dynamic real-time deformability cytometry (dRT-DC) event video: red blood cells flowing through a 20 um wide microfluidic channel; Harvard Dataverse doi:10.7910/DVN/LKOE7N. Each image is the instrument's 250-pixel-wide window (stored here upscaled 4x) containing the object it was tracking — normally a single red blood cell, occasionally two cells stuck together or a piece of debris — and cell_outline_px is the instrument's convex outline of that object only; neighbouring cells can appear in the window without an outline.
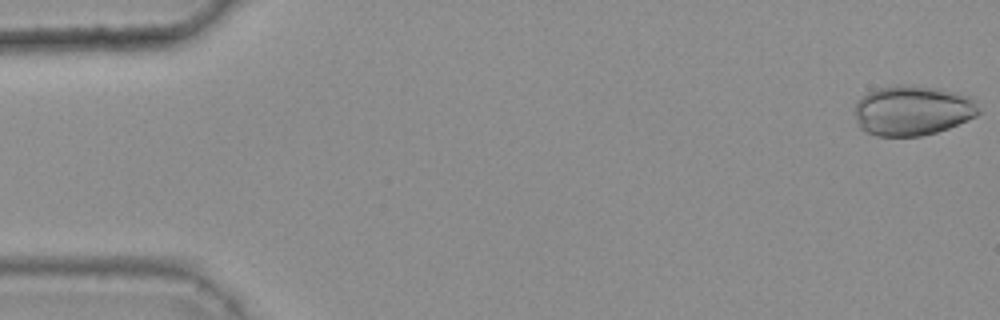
{"species": "common noctule bat (a hibernating species)", "species_latin": "Nyctalus noctula", "temperature_condition": "warm", "stored_images_in_passage": 46, "camera_frame_rate_fps": 3000, "um_per_image_px": 0.085, "animal": {"sex": "female", "body_mass_g": 25.1}, "frame": {"image": 1, "passage_image": 1, "time_ms": 0.0, "image_size_px": [1000, 320], "cell_outline_px": [[980, 112], [976, 116], [968, 120], [948, 128], [936, 132], [920, 136], [876, 136], [860, 128], [856, 120], [852, 108], [856, 100], [868, 92], [880, 88], [896, 84], [908, 84], [936, 88], [968, 96], [976, 100]], "centroid_in_image_um": [77.52, 9.39], "position_along_channel_um": 7.5, "area_um2": 36.41}}
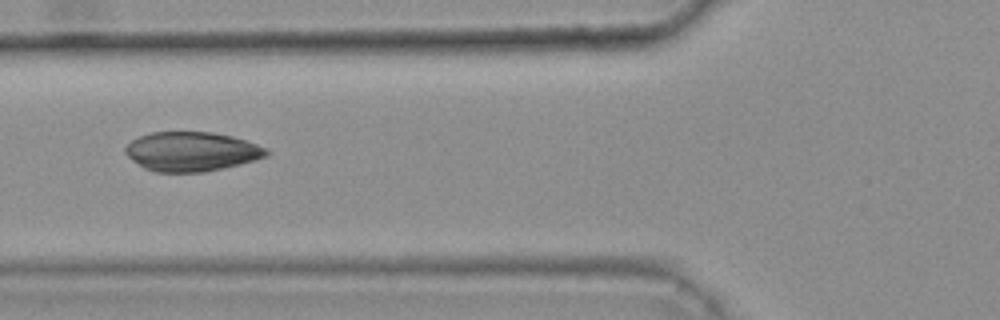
{"frame": {"image": 2, "passage_image": 20, "time_ms": 6.333, "image_size_px": [1000, 320], "cell_outline_px": [[268, 152], [264, 156], [256, 160], [240, 164], [204, 172], [156, 172], [144, 168], [132, 160], [124, 152], [124, 148], [132, 140], [140, 136], [152, 132], [212, 132], [232, 136], [268, 148]], "centroid_in_image_um": [16.26, 12.88], "position_along_channel_um": 109.5, "area_um2": 32.19}}
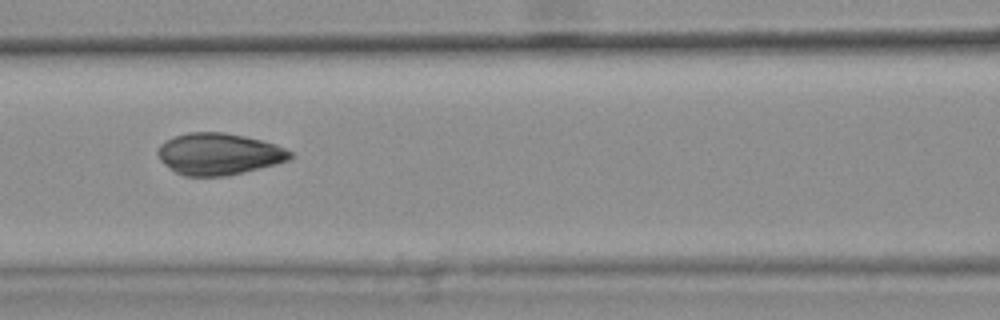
{"frame": {"image": 3, "passage_image": 23, "time_ms": 7.333, "image_size_px": [1000, 320], "cell_outline_px": [[296, 156], [288, 160], [276, 164], [228, 176], [184, 176], [176, 172], [164, 164], [160, 160], [156, 152], [160, 144], [164, 140], [188, 132], [224, 132], [244, 136], [276, 144], [292, 152]], "centroid_in_image_um": [18.6, 13.09], "position_along_channel_um": 148.0, "area_um2": 32.31}}